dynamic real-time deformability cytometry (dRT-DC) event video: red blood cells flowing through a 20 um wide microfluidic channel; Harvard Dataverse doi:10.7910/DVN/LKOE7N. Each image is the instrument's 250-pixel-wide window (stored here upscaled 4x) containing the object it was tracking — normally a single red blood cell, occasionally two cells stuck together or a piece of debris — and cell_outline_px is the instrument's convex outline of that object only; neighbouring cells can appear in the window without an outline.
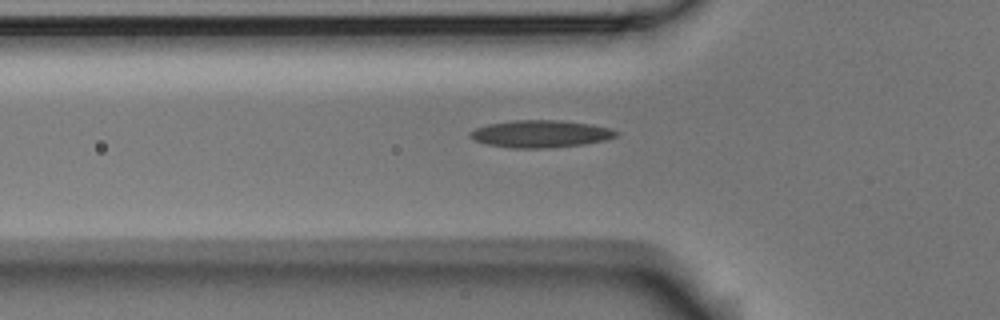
{"species": "Egyptian fruit bat (a non-hibernating species)", "species_latin": "Rousettus aegyptiacus", "temperature_condition": "room temperature", "stored_images_in_passage": 36, "camera_frame_rate_fps": 3000, "um_per_image_px": 0.085, "animal": {"sex": "male"}, "frame": {"image": 1, "passage_image": 7, "time_ms": 2.0, "image_size_px": [1000, 320], "cell_outline_px": [[620, 132], [616, 136], [604, 140], [580, 144], [548, 148], [512, 148], [488, 144], [476, 140], [468, 136], [468, 132], [476, 128], [488, 124], [512, 120], [556, 120], [592, 124], [608, 128]], "centroid_in_image_um": [45.92, 11.37], "position_along_channel_um": 79.9, "area_um2": 23.0}}
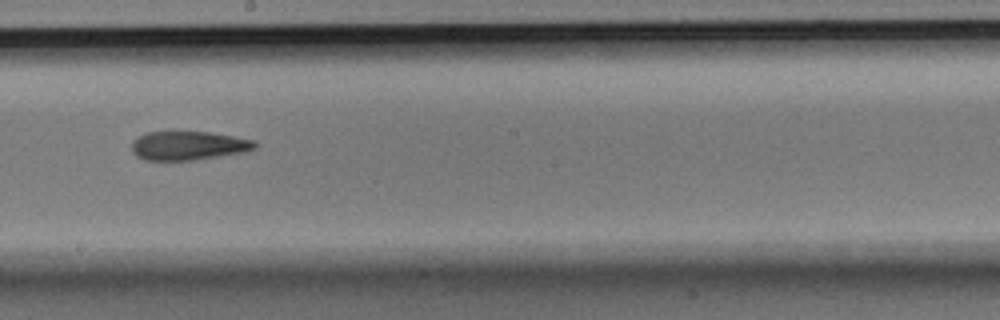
{"frame": {"image": 2, "passage_image": 19, "time_ms": 6.0, "image_size_px": [1000, 320], "cell_outline_px": [[260, 144], [256, 148], [244, 152], [192, 160], [144, 160], [136, 156], [132, 152], [132, 140], [136, 136], [148, 132], [208, 132], [256, 140]], "centroid_in_image_um": [16.01, 12.38], "position_along_channel_um": 232.2, "area_um2": 20.81}}
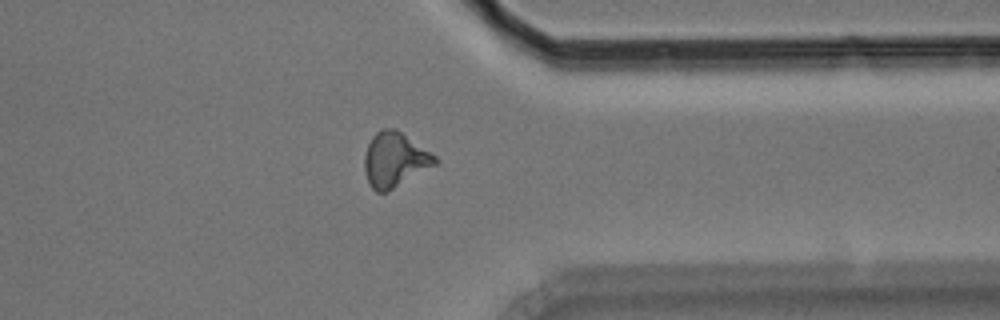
{"frame": {"image": 3, "passage_image": 31, "time_ms": 10.0, "image_size_px": [1000, 320], "cell_outline_px": [[440, 160], [436, 164], [388, 192], [376, 192], [368, 184], [364, 168], [364, 156], [368, 144], [372, 136], [380, 128], [396, 128], [432, 152]], "centroid_in_image_um": [33.55, 13.56], "position_along_channel_um": 377.8, "area_um2": 22.77}}